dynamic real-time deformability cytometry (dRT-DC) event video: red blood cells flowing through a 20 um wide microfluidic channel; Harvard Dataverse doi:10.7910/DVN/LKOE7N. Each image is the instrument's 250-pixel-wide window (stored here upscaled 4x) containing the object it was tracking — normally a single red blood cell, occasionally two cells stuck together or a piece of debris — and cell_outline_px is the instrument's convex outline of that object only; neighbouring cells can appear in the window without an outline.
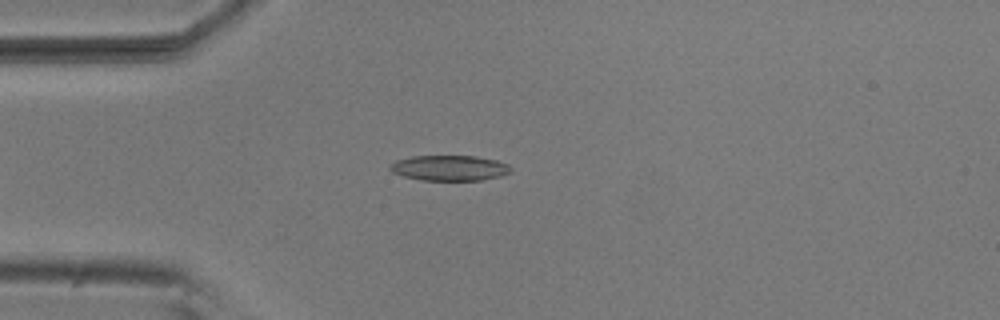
{"species": "common noctule bat (a hibernating species)", "species_latin": "Nyctalus noctula", "temperature_condition": "room temperature", "stored_images_in_passage": 5, "camera_frame_rate_fps": 3000, "um_per_image_px": 0.085, "animal": {"sex": "male", "body_mass_g": 20.5, "forearm_length_mm": 52.5}, "frame": {"image": 1, "passage_image": 4, "time_ms": 1.0, "image_size_px": [1000, 320], "cell_outline_px": [[512, 172], [500, 176], [480, 180], [420, 180], [404, 176], [392, 172], [388, 168], [396, 160], [412, 156], [476, 156], [496, 160], [508, 164], [512, 168]], "centroid_in_image_um": [38.22, 14.27], "position_along_channel_um": 46.8, "area_um2": 17.86}}